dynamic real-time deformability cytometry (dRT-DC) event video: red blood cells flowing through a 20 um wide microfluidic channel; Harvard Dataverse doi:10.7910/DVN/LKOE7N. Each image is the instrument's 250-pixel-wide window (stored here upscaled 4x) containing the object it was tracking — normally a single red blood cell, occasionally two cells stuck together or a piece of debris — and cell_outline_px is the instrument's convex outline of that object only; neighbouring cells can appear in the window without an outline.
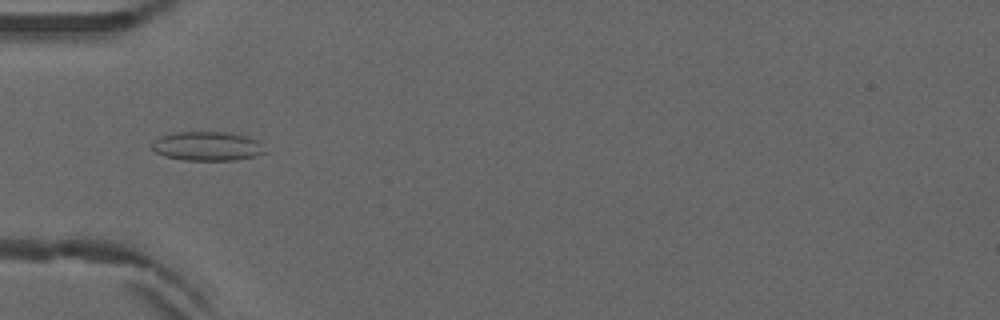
{"species": "common noctule bat (a hibernating species)", "species_latin": "Nyctalus noctula", "temperature_condition": "warm", "stored_images_in_passage": 53, "camera_frame_rate_fps": 3000, "um_per_image_px": 0.085, "animal": {"sex": "male", "forearm_length_mm": 52.5}, "frame": {"image": 1, "passage_image": 18, "time_ms": 5.667, "image_size_px": [1000, 320], "cell_outline_px": [[264, 152], [256, 156], [236, 160], [184, 160], [164, 156], [156, 152], [152, 148], [152, 144], [160, 136], [176, 132], [224, 132], [248, 136], [256, 140], [260, 144]], "centroid_in_image_um": [17.6, 12.43], "position_along_channel_um": 67.4, "area_um2": 18.96}}
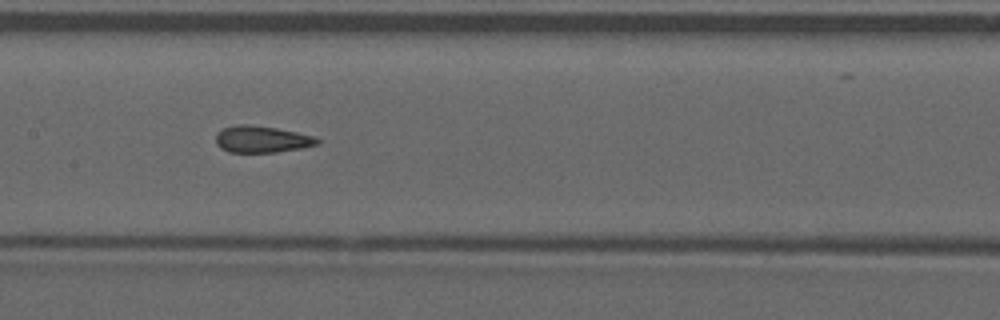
{"frame": {"image": 2, "passage_image": 27, "time_ms": 8.667, "image_size_px": [1000, 320], "cell_outline_px": [[320, 144], [300, 148], [276, 152], [228, 152], [220, 148], [216, 144], [216, 136], [224, 128], [236, 124], [248, 124], [276, 128], [316, 136], [320, 140]], "centroid_in_image_um": [22.27, 11.84], "position_along_channel_um": 185.1, "area_um2": 15.78}}
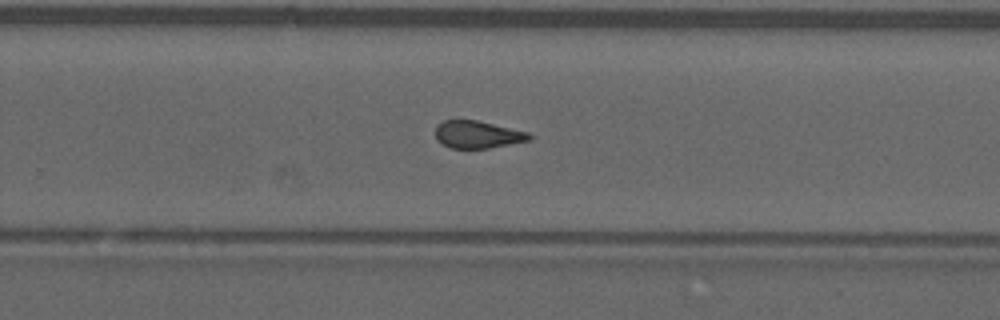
{"frame": {"image": 3, "passage_image": 35, "time_ms": 11.333, "image_size_px": [1000, 320], "cell_outline_px": [[532, 140], [488, 148], [452, 148], [436, 140], [436, 124], [444, 120], [476, 120], [528, 132], [532, 136]], "centroid_in_image_um": [40.59, 11.43], "position_along_channel_um": 289.2, "area_um2": 14.91}, "authors_computed_cell_mechanics": {"area_um2": 16.2418, "velocity_mm_per_s": 3.9302, "shape_relaxation_time_tau1_ms": null, "shape_relaxation_time_tau2_ms": 1.3833, "deformation_change_tau1": null, "deformation_change_tau2": 0.0934}}